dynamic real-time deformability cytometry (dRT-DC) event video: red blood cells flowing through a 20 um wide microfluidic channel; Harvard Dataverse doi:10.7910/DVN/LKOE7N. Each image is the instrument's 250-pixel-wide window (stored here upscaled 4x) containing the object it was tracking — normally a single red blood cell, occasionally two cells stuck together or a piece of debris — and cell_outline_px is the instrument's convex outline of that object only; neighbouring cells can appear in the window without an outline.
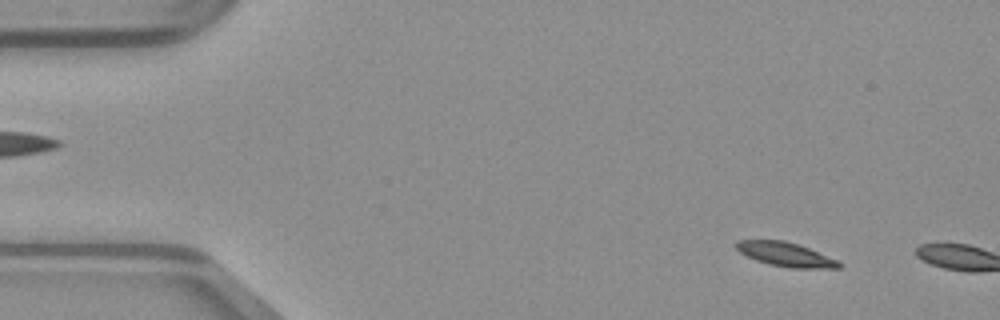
{"species": "common noctule bat (a hibernating species)", "species_latin": "Nyctalus noctula", "temperature_condition": "warm", "stored_images_in_passage": 7, "camera_frame_rate_fps": 3000, "um_per_image_px": 0.085, "animal": {"sex": "male", "body_mass_g": 23.1, "forearm_length_mm": 52.7}, "frame": {"image": 1, "passage_image": 5, "time_ms": 1.333, "image_size_px": [1000, 320], "cell_outline_px": [[844, 264], [840, 268], [788, 268], [768, 264], [756, 260], [740, 252], [732, 244], [736, 240], [784, 240], [808, 248], [840, 260]], "centroid_in_image_um": [66.8, 21.63], "position_along_channel_um": 18.2, "area_um2": 14.62}}